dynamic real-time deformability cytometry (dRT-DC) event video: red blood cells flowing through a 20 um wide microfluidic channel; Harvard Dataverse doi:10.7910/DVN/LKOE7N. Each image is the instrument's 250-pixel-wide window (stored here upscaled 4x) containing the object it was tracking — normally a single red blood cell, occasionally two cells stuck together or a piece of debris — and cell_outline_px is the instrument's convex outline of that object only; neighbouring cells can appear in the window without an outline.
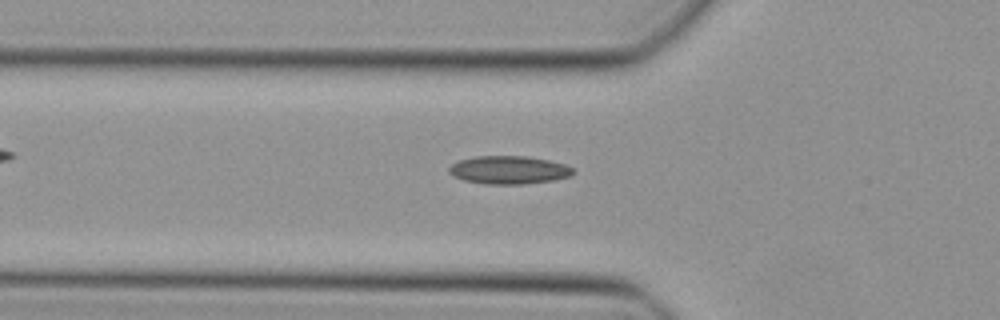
{"species": "Egyptian fruit bat (a non-hibernating species)", "species_latin": "Rousettus aegyptiacus", "temperature_condition": "cold", "stored_images_in_passage": 44, "camera_frame_rate_fps": 3000, "um_per_image_px": 0.085, "animal": {"sex": "female"}, "frame": {"image": 1, "passage_image": 16, "time_ms": 5.0, "image_size_px": [1000, 320], "cell_outline_px": [[576, 172], [568, 176], [552, 180], [520, 184], [484, 184], [464, 180], [452, 176], [448, 172], [448, 168], [452, 164], [460, 160], [476, 156], [528, 156], [548, 160], [564, 164], [572, 168]], "centroid_in_image_um": [43.21, 14.44], "position_along_channel_um": 82.6, "area_um2": 20.23}}
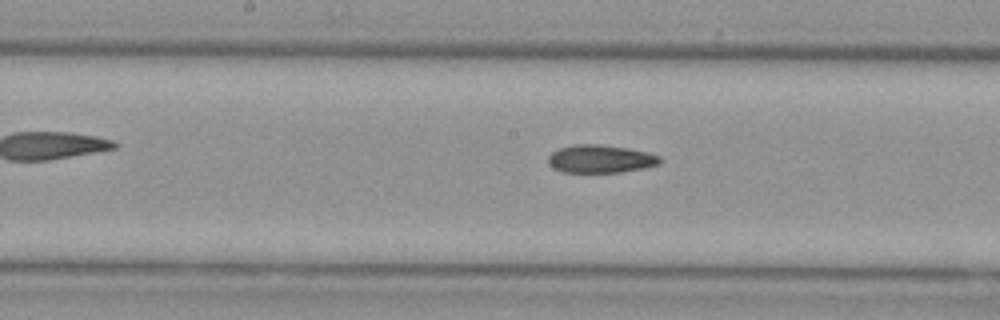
{"frame": {"image": 2, "passage_image": 24, "time_ms": 7.667, "image_size_px": [1000, 320], "cell_outline_px": [[660, 164], [644, 168], [620, 172], [564, 172], [552, 168], [548, 164], [548, 156], [552, 152], [560, 148], [576, 144], [600, 144], [628, 148], [660, 156]], "centroid_in_image_um": [51.01, 13.51], "position_along_channel_um": 197.2, "area_um2": 18.15}}
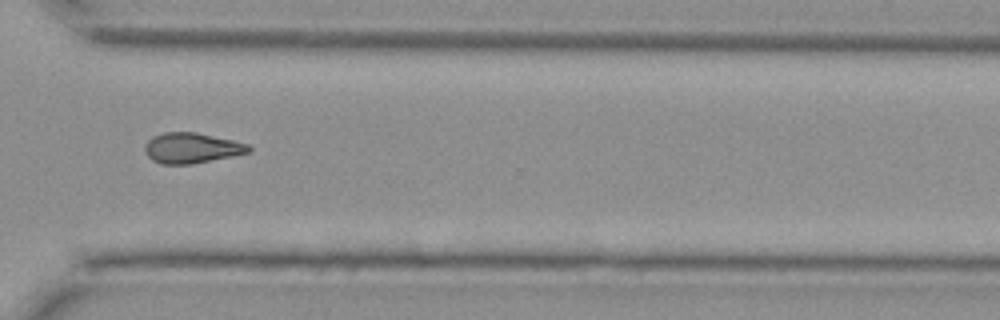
{"frame": {"image": 3, "passage_image": 35, "time_ms": 11.333, "image_size_px": [1000, 320], "cell_outline_px": [[252, 148], [248, 152], [232, 156], [192, 164], [160, 164], [152, 160], [144, 152], [144, 148], [148, 140], [152, 136], [164, 132], [196, 132], [232, 140], [248, 144]], "centroid_in_image_um": [16.25, 12.58], "position_along_channel_um": 354.3, "area_um2": 18.38}}